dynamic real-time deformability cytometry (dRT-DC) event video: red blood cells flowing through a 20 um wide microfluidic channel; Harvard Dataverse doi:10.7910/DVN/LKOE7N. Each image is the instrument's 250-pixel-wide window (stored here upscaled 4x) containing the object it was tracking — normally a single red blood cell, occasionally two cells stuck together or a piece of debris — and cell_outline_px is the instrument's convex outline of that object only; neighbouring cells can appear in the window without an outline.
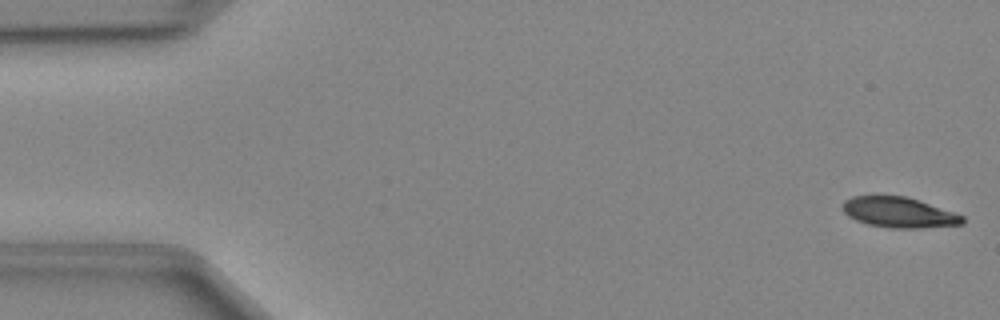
{"species": "Egyptian fruit bat (a non-hibernating species)", "species_latin": "Rousettus aegyptiacus", "temperature_condition": "cold", "stored_images_in_passage": 49, "camera_frame_rate_fps": 3000, "um_per_image_px": 0.085, "animal": {"sex": "female"}, "frame": {"image": 1, "passage_image": 1, "time_ms": 0.0, "image_size_px": [1000, 320], "cell_outline_px": [[964, 224], [920, 228], [888, 228], [868, 224], [856, 220], [848, 216], [840, 208], [844, 200], [852, 196], [908, 196], [964, 216]], "centroid_in_image_um": [76.38, 18.05], "position_along_channel_um": 8.6, "area_um2": 21.33}}
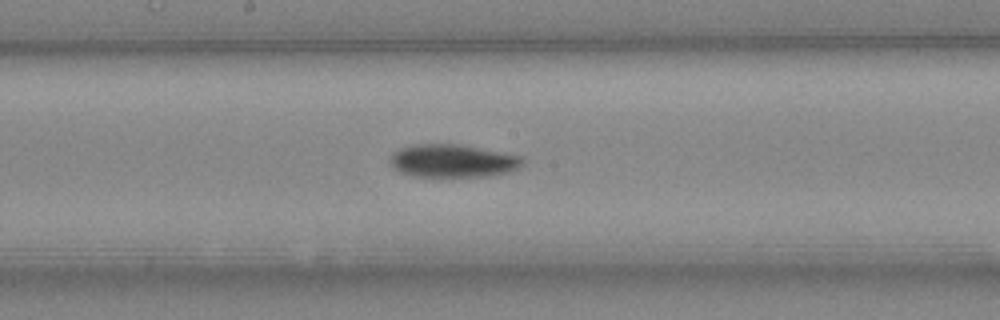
{"frame": {"image": 2, "passage_image": 25, "time_ms": 8.0, "image_size_px": [1000, 320], "cell_outline_px": [[524, 164], [508, 172], [492, 176], [412, 176], [400, 172], [392, 168], [392, 156], [400, 148], [416, 144], [460, 144], [524, 156]], "centroid_in_image_um": [38.54, 13.67], "position_along_channel_um": 209.7, "area_um2": 25.37}}
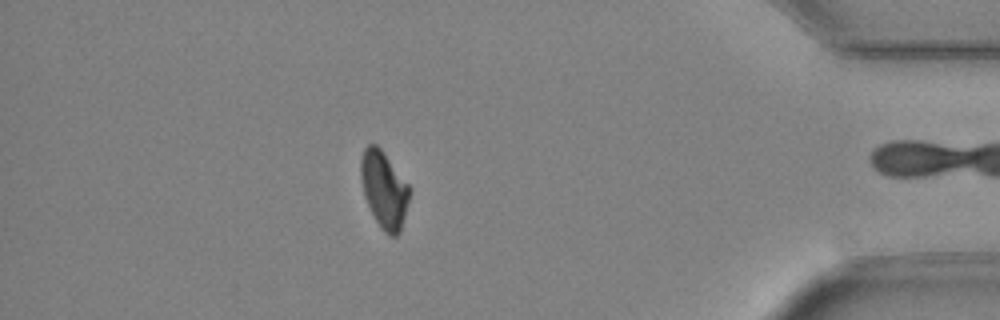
{"frame": {"image": 3, "passage_image": 42, "time_ms": 13.667, "image_size_px": [1000, 320], "cell_outline_px": [[412, 188], [400, 232], [396, 236], [388, 236], [380, 228], [364, 196], [360, 180], [360, 160], [364, 148], [368, 144], [376, 144], [384, 152]], "centroid_in_image_um": [32.65, 16.1], "position_along_channel_um": 402.6, "area_um2": 22.02}}